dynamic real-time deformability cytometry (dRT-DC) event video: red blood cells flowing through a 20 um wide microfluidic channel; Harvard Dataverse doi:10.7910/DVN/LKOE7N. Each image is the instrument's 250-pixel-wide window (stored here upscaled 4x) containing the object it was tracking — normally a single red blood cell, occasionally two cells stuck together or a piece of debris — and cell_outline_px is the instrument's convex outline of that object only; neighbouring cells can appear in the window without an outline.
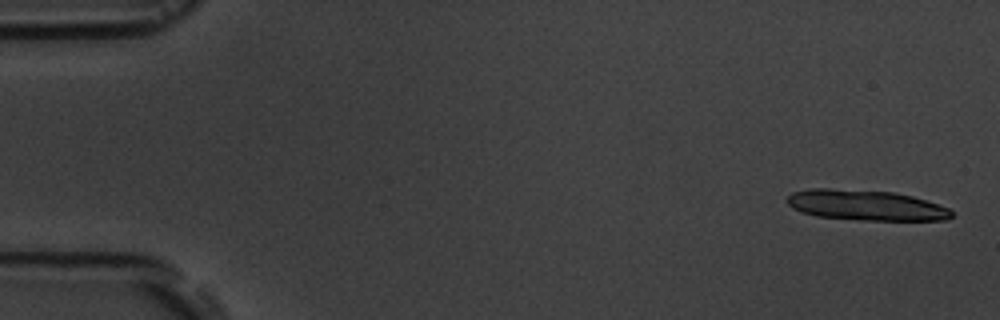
{"species": "common noctule bat (a hibernating species)", "species_latin": "Nyctalus noctula", "temperature_condition": "room temperature", "stored_images_in_passage": 9, "camera_frame_rate_fps": 3000, "um_per_image_px": 0.085, "animal": {"sex": "male", "body_mass_g": 19.5, "forearm_length_mm": 54.6}, "frame": {"image": 1, "passage_image": 1, "time_ms": 0.0, "image_size_px": [1000, 320], "cell_outline_px": [[952, 216], [948, 220], [860, 220], [816, 216], [800, 212], [792, 208], [788, 204], [788, 196], [792, 192], [808, 188], [828, 188], [892, 192], [912, 196], [948, 208], [952, 212]], "centroid_in_image_um": [73.55, 17.44], "position_along_channel_um": 11.5, "area_um2": 29.07}}
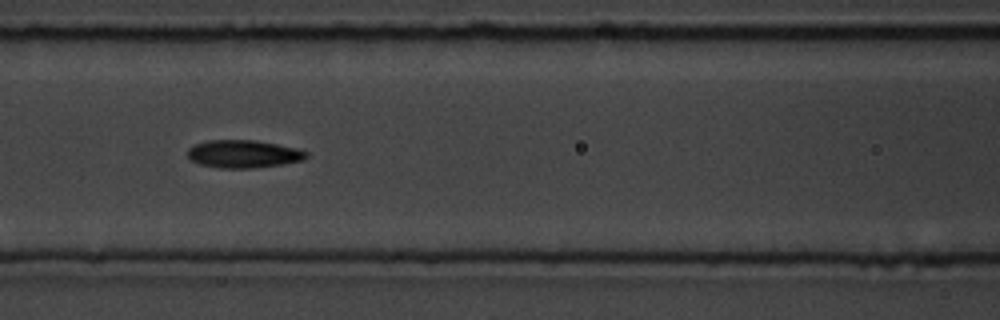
{"frame": {"image": 2, "passage_image": 7, "time_ms": 7.667, "image_size_px": [1000, 320], "cell_outline_px": [[308, 156], [304, 160], [280, 164], [252, 168], [220, 168], [200, 164], [192, 160], [188, 156], [188, 148], [196, 144], [208, 140], [252, 140], [276, 144], [296, 148], [308, 152]], "centroid_in_image_um": [20.69, 13.08], "position_along_channel_um": 145.9, "area_um2": 19.02}}
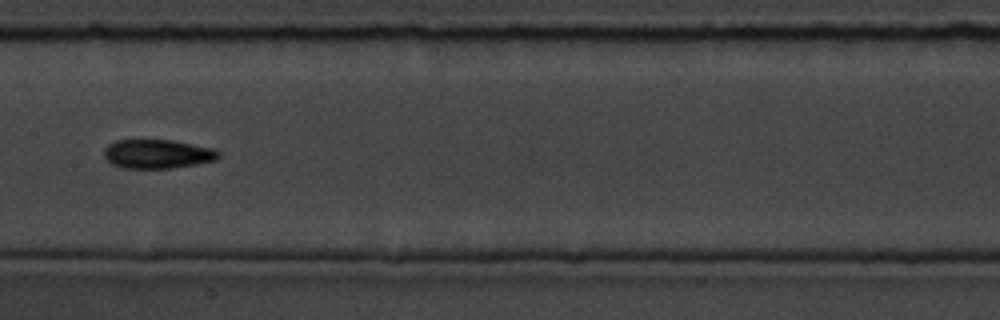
{"frame": {"image": 3, "passage_image": 8, "time_ms": 9.0, "image_size_px": [1000, 320], "cell_outline_px": [[220, 156], [216, 160], [196, 164], [172, 168], [124, 168], [112, 164], [104, 156], [104, 148], [108, 144], [116, 140], [172, 140], [212, 148], [220, 152]], "centroid_in_image_um": [13.38, 13.08], "position_along_channel_um": 194.0, "area_um2": 19.31}}